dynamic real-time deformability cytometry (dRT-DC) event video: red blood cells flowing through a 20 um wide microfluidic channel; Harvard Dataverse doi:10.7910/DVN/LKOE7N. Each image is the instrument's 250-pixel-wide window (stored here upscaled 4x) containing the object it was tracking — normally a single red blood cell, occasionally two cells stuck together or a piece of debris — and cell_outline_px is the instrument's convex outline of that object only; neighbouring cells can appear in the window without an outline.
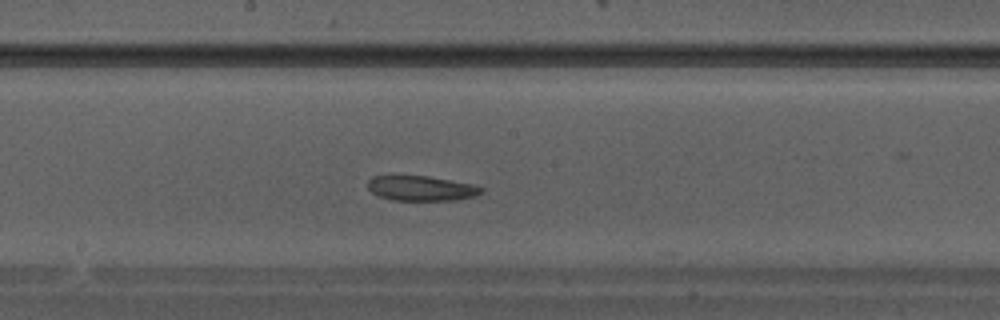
{"species": "Egyptian fruit bat (a non-hibernating species)", "species_latin": "Rousettus aegyptiacus", "temperature_condition": "warm", "stored_images_in_passage": 29, "camera_frame_rate_fps": 3000, "um_per_image_px": 0.085, "animal": {"sex": "male"}, "frame": {"image": 1, "passage_image": 13, "time_ms": 4.0, "image_size_px": [1000, 320], "cell_outline_px": [[484, 192], [476, 196], [456, 200], [392, 200], [380, 196], [372, 192], [368, 188], [368, 180], [372, 176], [428, 176], [472, 184], [484, 188]], "centroid_in_image_um": [35.84, 16.01], "position_along_channel_um": 212.4, "area_um2": 16.47}}
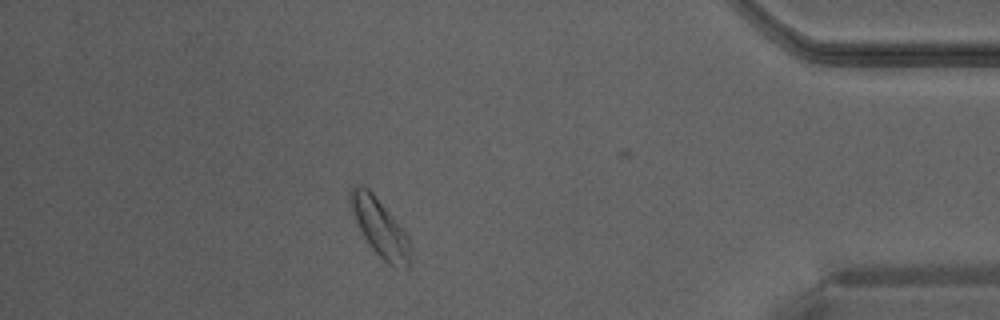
{"frame": {"image": 2, "passage_image": 25, "time_ms": 8.0, "image_size_px": [1000, 320], "cell_outline_px": [[412, 248], [408, 268], [392, 268], [368, 244], [352, 212], [348, 196], [352, 184], [364, 184], [372, 192], [408, 236]], "centroid_in_image_um": [32.29, 19.34], "position_along_channel_um": 402.9, "area_um2": 20.11}}